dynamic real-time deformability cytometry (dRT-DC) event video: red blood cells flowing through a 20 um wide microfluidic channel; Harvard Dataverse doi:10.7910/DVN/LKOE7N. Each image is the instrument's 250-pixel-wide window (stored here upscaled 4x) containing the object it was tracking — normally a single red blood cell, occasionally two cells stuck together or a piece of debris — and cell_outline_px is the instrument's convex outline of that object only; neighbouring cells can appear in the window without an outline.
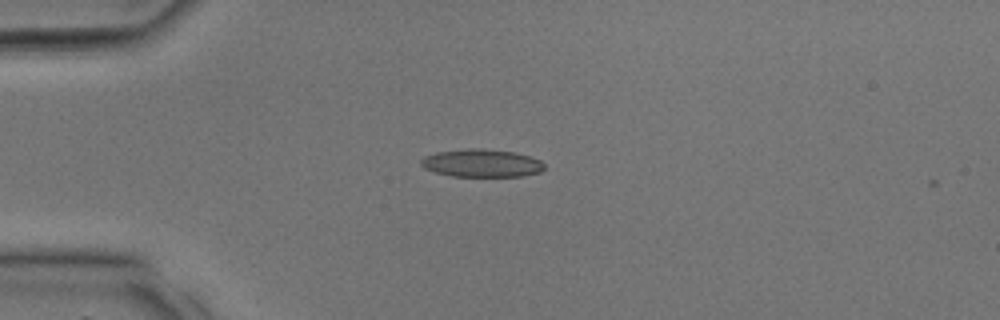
{"species": "common noctule bat (a hibernating species)", "species_latin": "Nyctalus noctula", "temperature_condition": "room temperature", "stored_images_in_passage": 3, "camera_frame_rate_fps": 3000, "um_per_image_px": 0.085, "animal": {"sex": "male", "body_mass_g": 17.9, "forearm_length_mm": 54.2}, "frame": {"image": 1, "passage_image": 2, "time_ms": 0.333, "image_size_px": [1000, 320], "cell_outline_px": [[544, 168], [540, 172], [520, 176], [452, 176], [436, 172], [424, 168], [420, 164], [420, 160], [424, 156], [436, 152], [468, 148], [480, 148], [516, 152], [540, 160], [544, 164]], "centroid_in_image_um": [40.92, 13.86], "position_along_channel_um": 44.1, "area_um2": 20.0}}